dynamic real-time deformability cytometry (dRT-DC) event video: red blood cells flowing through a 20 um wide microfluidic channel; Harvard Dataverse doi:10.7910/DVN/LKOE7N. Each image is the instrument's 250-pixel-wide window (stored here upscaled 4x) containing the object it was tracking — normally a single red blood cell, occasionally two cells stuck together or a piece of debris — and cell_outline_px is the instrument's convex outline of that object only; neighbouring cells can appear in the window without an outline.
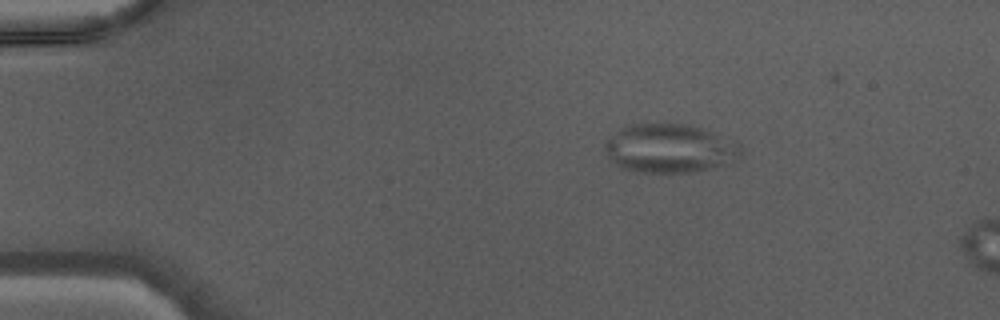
{"species": "Egyptian fruit bat (a non-hibernating species)", "species_latin": "Rousettus aegyptiacus", "temperature_condition": "warm", "stored_images_in_passage": 6, "camera_frame_rate_fps": 3000, "um_per_image_px": 0.085, "animal": {"sex": "male"}, "frame": {"image": 1, "passage_image": 1, "time_ms": 0.0, "image_size_px": [1000, 320], "cell_outline_px": [[744, 152], [740, 156], [728, 164], [712, 168], [692, 172], [636, 172], [624, 168], [616, 164], [608, 156], [604, 148], [604, 140], [624, 124], [656, 120], [688, 124], [740, 140]], "centroid_in_image_um": [56.95, 12.55], "position_along_channel_um": 28.1, "area_um2": 40.34}}